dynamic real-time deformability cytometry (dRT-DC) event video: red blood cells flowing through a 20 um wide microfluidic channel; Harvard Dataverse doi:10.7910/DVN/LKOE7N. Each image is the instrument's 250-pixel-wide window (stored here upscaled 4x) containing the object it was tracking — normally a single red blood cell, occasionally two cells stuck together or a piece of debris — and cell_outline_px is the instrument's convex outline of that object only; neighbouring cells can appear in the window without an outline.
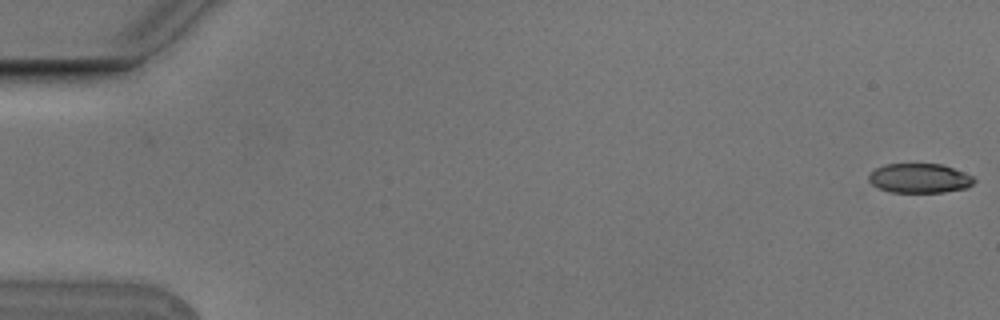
{"species": "Egyptian fruit bat (a non-hibernating species)", "species_latin": "Rousettus aegyptiacus", "temperature_condition": "cold", "stored_images_in_passage": 5, "camera_frame_rate_fps": 3000, "um_per_image_px": 0.085, "animal": {"sex": "male"}, "frame": {"image": 1, "passage_image": 1, "time_ms": 0.0, "image_size_px": [1000, 320], "cell_outline_px": [[976, 180], [968, 188], [944, 192], [892, 192], [880, 188], [872, 184], [868, 180], [868, 176], [876, 168], [884, 164], [940, 164], [964, 172], [972, 176]], "centroid_in_image_um": [78.17, 15.15], "position_along_channel_um": 6.8, "area_um2": 17.98}}
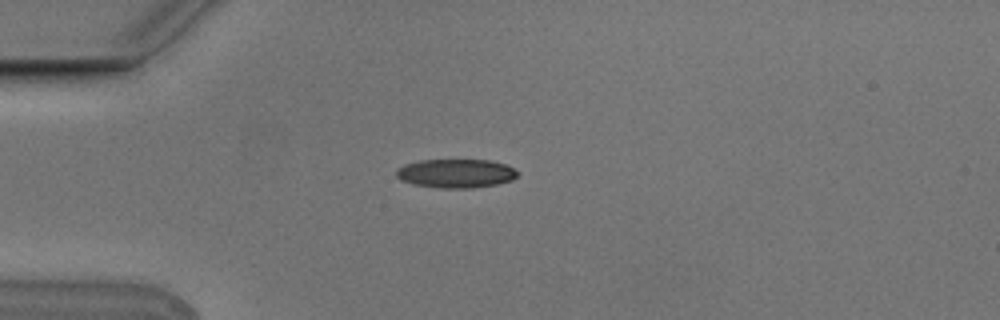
{"frame": {"image": 2, "passage_image": 5, "time_ms": 1.333, "image_size_px": [1000, 320], "cell_outline_px": [[520, 172], [512, 180], [496, 184], [472, 188], [440, 188], [416, 184], [400, 180], [396, 176], [396, 168], [404, 164], [420, 160], [488, 160], [504, 164]], "centroid_in_image_um": [38.73, 14.73], "position_along_channel_um": 46.3, "area_um2": 20.29}}